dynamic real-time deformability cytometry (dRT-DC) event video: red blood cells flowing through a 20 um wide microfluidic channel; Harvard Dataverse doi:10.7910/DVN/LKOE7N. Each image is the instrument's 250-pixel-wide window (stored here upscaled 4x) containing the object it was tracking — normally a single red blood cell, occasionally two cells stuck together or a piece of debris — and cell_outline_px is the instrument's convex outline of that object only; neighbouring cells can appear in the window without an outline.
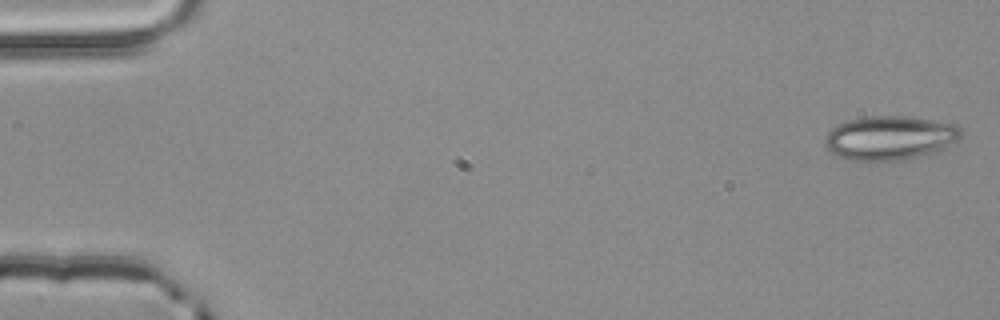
{"species": "common noctule bat (a hibernating species)", "species_latin": "Nyctalus noctula", "temperature_condition": "room temperature", "stored_images_in_passage": 4, "camera_frame_rate_fps": 3000, "um_per_image_px": 0.085, "animal": {"sex": "male", "body_mass_g": 20.4}, "frame": {"image": 1, "passage_image": 1, "time_ms": 0.0, "image_size_px": [1000, 320], "cell_outline_px": [[964, 132], [956, 144], [932, 152], [916, 156], [876, 164], [848, 160], [832, 152], [824, 144], [824, 136], [832, 128], [848, 120], [868, 116], [908, 116], [956, 124]], "centroid_in_image_um": [75.64, 11.74], "position_along_channel_um": 9.4, "area_um2": 35.49}}